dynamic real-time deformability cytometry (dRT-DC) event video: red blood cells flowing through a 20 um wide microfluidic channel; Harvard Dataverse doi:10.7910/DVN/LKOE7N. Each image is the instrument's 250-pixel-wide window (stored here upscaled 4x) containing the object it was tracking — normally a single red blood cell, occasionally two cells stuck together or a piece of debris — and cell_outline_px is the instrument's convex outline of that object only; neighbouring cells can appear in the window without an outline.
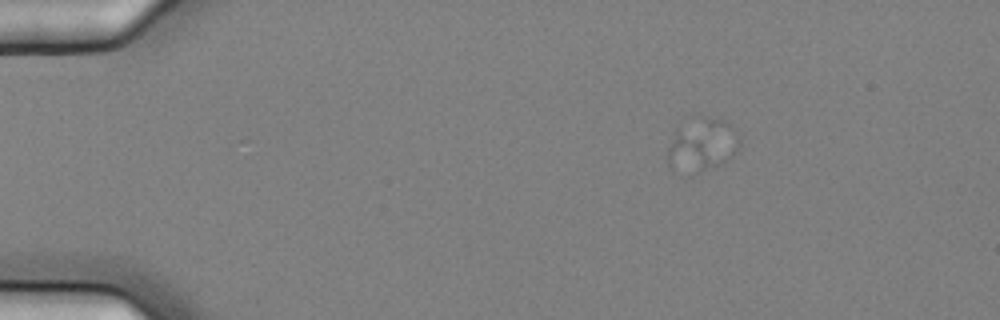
{"species": "common noctule bat (a hibernating species)", "species_latin": "Nyctalus noctula", "temperature_condition": "cold", "stored_images_in_passage": 4, "camera_frame_rate_fps": 3000, "um_per_image_px": 0.085, "animal": {"sex": "female", "body_mass_g": 25.1}, "frame": {"image": 1, "passage_image": 2, "time_ms": 0.333, "image_size_px": [1000, 320], "cell_outline_px": [[740, 144], [736, 152], [724, 160], [692, 176], [688, 176], [668, 164], [668, 148], [676, 128], [700, 120], [724, 120], [736, 132], [740, 140]], "centroid_in_image_um": [59.65, 12.39], "position_along_channel_um": 25.4, "area_um2": 21.15}}